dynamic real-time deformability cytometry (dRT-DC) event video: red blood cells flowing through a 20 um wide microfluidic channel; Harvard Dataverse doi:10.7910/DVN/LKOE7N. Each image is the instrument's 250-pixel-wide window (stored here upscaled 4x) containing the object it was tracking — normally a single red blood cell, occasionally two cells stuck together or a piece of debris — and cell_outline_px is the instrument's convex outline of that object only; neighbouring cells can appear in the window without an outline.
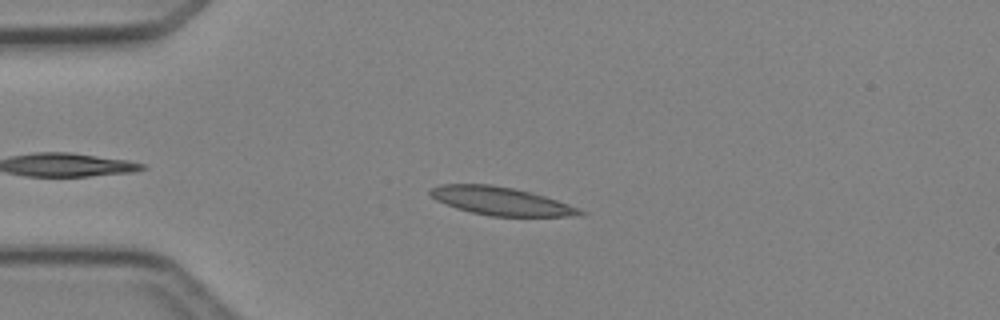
{"species": "Egyptian fruit bat (a non-hibernating species)", "species_latin": "Rousettus aegyptiacus", "temperature_condition": "cold", "stored_images_in_passage": 4, "camera_frame_rate_fps": 3000, "um_per_image_px": 0.085, "animal": {"sex": "female"}, "frame": {"image": 1, "passage_image": 3, "time_ms": 2.333, "image_size_px": [1000, 320], "cell_outline_px": [[588, 212], [580, 216], [492, 216], [472, 212], [456, 208], [436, 200], [428, 192], [428, 188], [440, 184], [488, 184], [512, 188], [532, 192], [580, 208]], "centroid_in_image_um": [42.58, 17.09], "position_along_channel_um": 42.4, "area_um2": 24.57}}
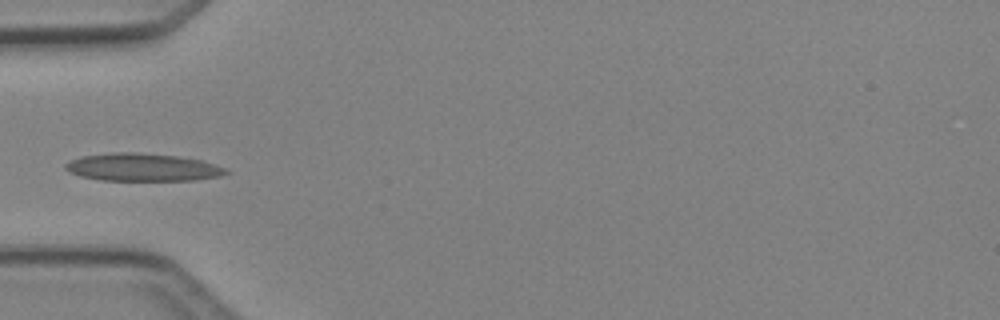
{"frame": {"image": 2, "passage_image": 4, "time_ms": 3.667, "image_size_px": [1000, 320], "cell_outline_px": [[232, 172], [220, 176], [192, 180], [100, 180], [80, 176], [68, 172], [64, 168], [64, 164], [72, 160], [84, 156], [116, 152], [136, 152], [176, 156], [200, 160], [224, 168]], "centroid_in_image_um": [12.09, 14.22], "position_along_channel_um": 72.9, "area_um2": 25.66}}